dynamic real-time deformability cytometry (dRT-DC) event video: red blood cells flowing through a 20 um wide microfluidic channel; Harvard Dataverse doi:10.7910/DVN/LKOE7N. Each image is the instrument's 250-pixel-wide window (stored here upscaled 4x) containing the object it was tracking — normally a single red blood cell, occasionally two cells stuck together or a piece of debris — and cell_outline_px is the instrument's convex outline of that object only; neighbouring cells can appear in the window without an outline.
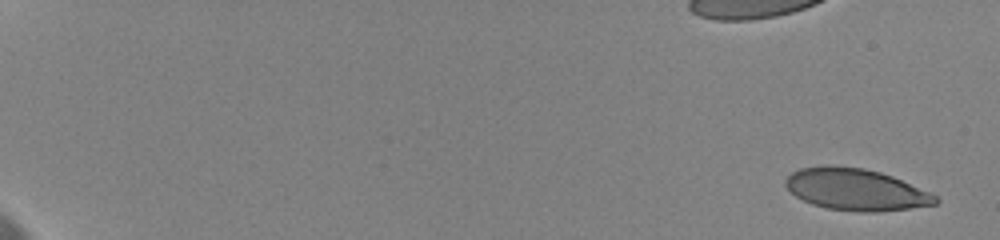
{"species": "human", "species_latin": "Homo sapiens", "temperature_condition": "cold", "stored_images_in_passage": 11, "camera_frame_rate_fps": 3000, "um_per_image_px": 0.085, "donor": {"sex": "female"}, "frame": {"image": 1, "passage_image": 1, "time_ms": 0.0, "image_size_px": [1000, 240], "cell_outline_px": [[940, 200], [936, 204], [908, 208], [876, 212], [860, 212], [828, 208], [812, 204], [796, 196], [784, 184], [784, 180], [792, 172], [800, 168], [824, 164], [832, 164], [864, 168], [880, 172], [892, 176], [928, 192], [936, 196]], "centroid_in_image_um": [72.7, 16.09], "position_along_channel_um": 12.3, "area_um2": 36.36}}
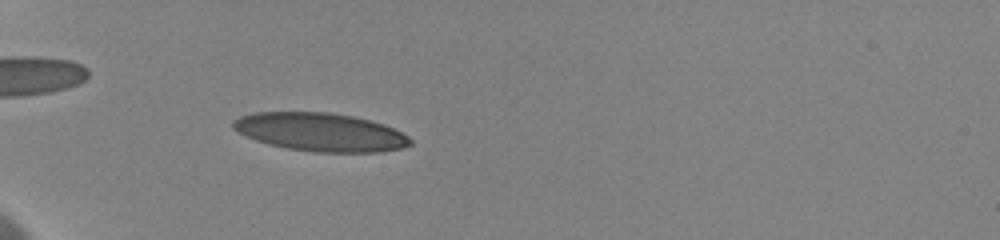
{"frame": {"image": 2, "passage_image": 7, "time_ms": 6.333, "image_size_px": [1000, 240], "cell_outline_px": [[412, 144], [400, 148], [380, 152], [316, 152], [288, 148], [268, 144], [256, 140], [232, 128], [232, 120], [240, 116], [252, 112], [328, 112], [352, 116], [384, 124], [408, 136], [412, 140]], "centroid_in_image_um": [27.22, 11.22], "position_along_channel_um": 57.8, "area_um2": 39.36}}